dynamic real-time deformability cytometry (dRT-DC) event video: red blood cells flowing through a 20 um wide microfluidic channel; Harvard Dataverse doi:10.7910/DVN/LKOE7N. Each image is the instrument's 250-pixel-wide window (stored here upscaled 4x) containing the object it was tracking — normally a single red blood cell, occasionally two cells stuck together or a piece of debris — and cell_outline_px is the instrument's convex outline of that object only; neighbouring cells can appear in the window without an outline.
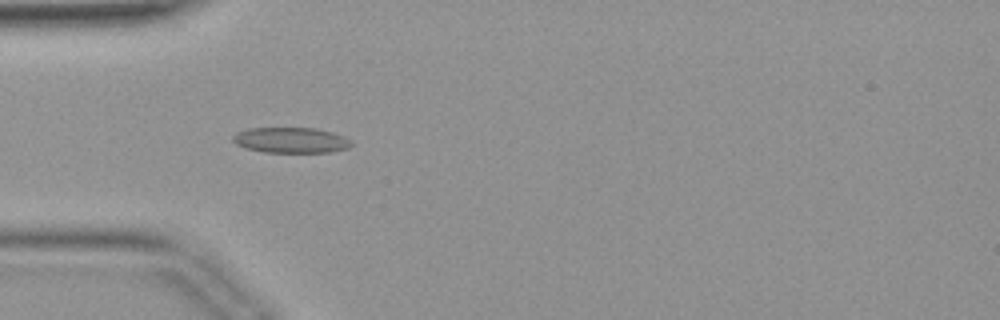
{"species": "common noctule bat (a hibernating species)", "species_latin": "Nyctalus noctula", "temperature_condition": "warm", "stored_images_in_passage": 42, "camera_frame_rate_fps": 3000, "um_per_image_px": 0.085, "animal": {"sex": "female", "body_mass_g": 19.9}, "frame": {"image": 1, "passage_image": 13, "time_ms": 4.0, "image_size_px": [1000, 320], "cell_outline_px": [[352, 144], [348, 148], [328, 152], [264, 152], [248, 148], [236, 144], [232, 140], [232, 136], [236, 132], [248, 128], [316, 128], [332, 132], [352, 140]], "centroid_in_image_um": [24.72, 11.9], "position_along_channel_um": 60.3, "area_um2": 17.57}}
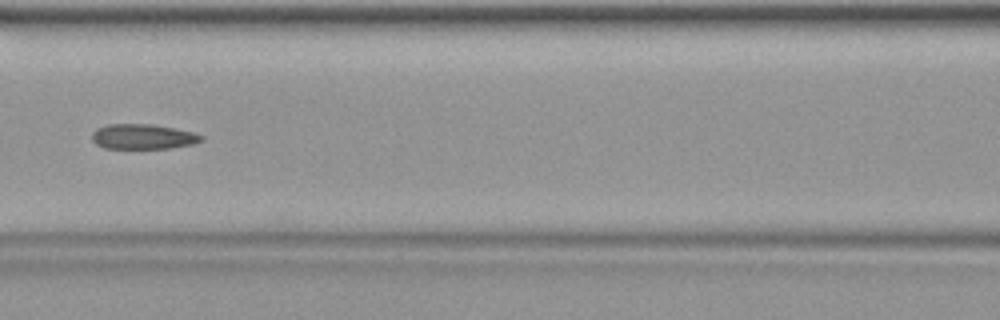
{"frame": {"image": 2, "passage_image": 19, "time_ms": 6.0, "image_size_px": [1000, 320], "cell_outline_px": [[204, 140], [192, 144], [168, 148], [104, 148], [96, 144], [92, 140], [92, 132], [96, 128], [108, 124], [152, 124], [192, 132], [204, 136]], "centroid_in_image_um": [12.12, 11.61], "position_along_channel_um": 154.5, "area_um2": 15.9}}